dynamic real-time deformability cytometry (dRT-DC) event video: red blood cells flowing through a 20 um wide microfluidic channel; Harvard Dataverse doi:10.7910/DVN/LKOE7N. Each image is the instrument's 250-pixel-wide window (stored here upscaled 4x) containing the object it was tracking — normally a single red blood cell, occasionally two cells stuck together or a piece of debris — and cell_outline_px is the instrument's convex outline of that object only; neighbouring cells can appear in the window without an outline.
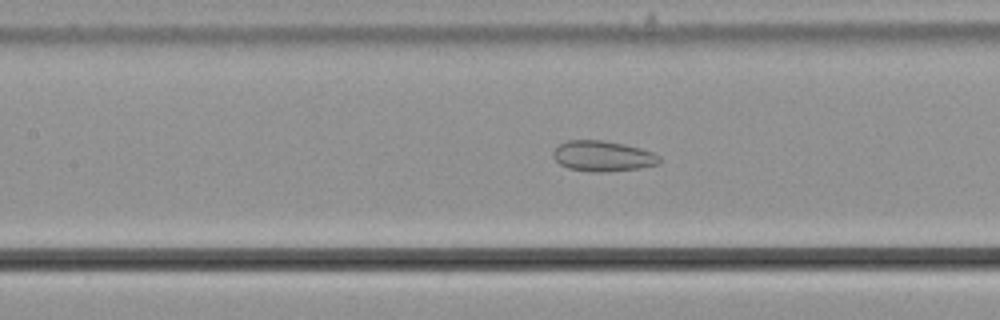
{"species": "common noctule bat (a hibernating species)", "species_latin": "Nyctalus noctula", "temperature_condition": "cold", "stored_images_in_passage": 43, "camera_frame_rate_fps": 3000, "um_per_image_px": 0.085, "animal": {"sex": "male", "body_mass_g": 21.5, "forearm_length_mm": 52.0}, "frame": {"image": 1, "passage_image": 13, "time_ms": 4.0, "image_size_px": [1000, 320], "cell_outline_px": [[660, 164], [640, 168], [604, 172], [592, 172], [568, 168], [560, 164], [552, 156], [552, 152], [560, 144], [568, 140], [604, 140], [624, 144], [640, 148], [652, 152], [660, 156]], "centroid_in_image_um": [51.24, 13.27], "position_along_channel_um": 156.2, "area_um2": 18.96}}
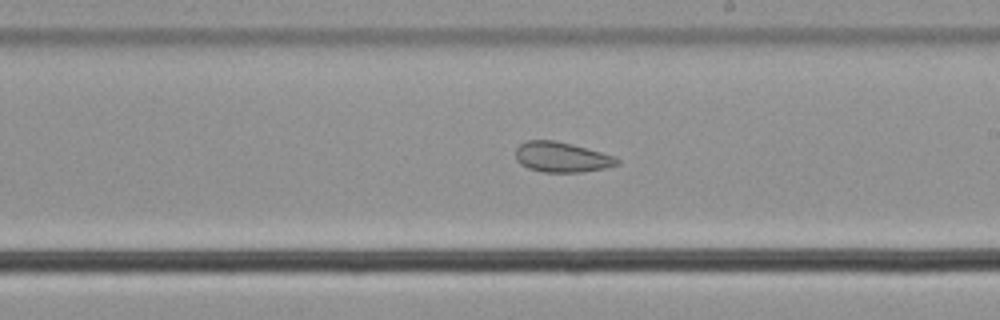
{"frame": {"image": 2, "passage_image": 20, "time_ms": 6.333, "image_size_px": [1000, 320], "cell_outline_px": [[620, 164], [608, 168], [584, 172], [544, 172], [528, 168], [520, 164], [516, 160], [516, 148], [520, 144], [528, 140], [556, 140], [572, 144], [616, 156], [620, 160]], "centroid_in_image_um": [47.78, 13.36], "position_along_channel_um": 241.2, "area_um2": 18.09}}
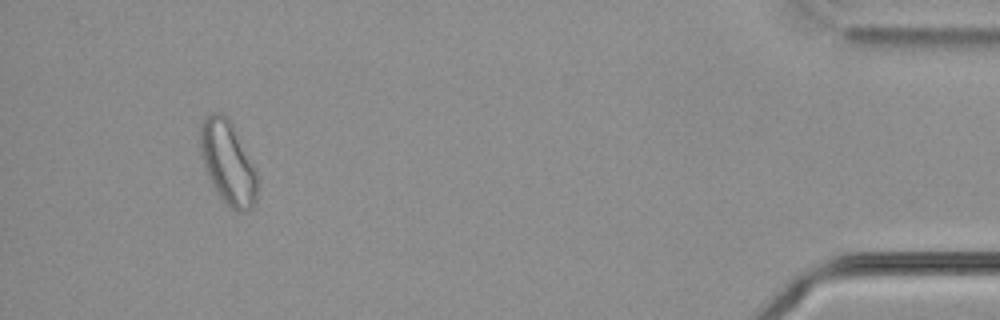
{"frame": {"image": 3, "passage_image": 40, "time_ms": 13.0, "image_size_px": [1000, 320], "cell_outline_px": [[256, 200], [252, 208], [248, 212], [236, 212], [228, 208], [216, 192], [208, 176], [200, 152], [200, 124], [212, 112], [220, 112], [228, 116], [256, 172]], "centroid_in_image_um": [19.35, 13.87], "position_along_channel_um": 415.9, "area_um2": 27.51}, "authors_computed_cell_mechanics": {"area_um2": 20.519, "velocity_mm_per_s": 3.6601, "shape_relaxation_time_tau1_ms": null, "shape_relaxation_time_tau2_ms": 2.334, "deformation_change_tau1": null, "deformation_change_tau2": 0.0797}}